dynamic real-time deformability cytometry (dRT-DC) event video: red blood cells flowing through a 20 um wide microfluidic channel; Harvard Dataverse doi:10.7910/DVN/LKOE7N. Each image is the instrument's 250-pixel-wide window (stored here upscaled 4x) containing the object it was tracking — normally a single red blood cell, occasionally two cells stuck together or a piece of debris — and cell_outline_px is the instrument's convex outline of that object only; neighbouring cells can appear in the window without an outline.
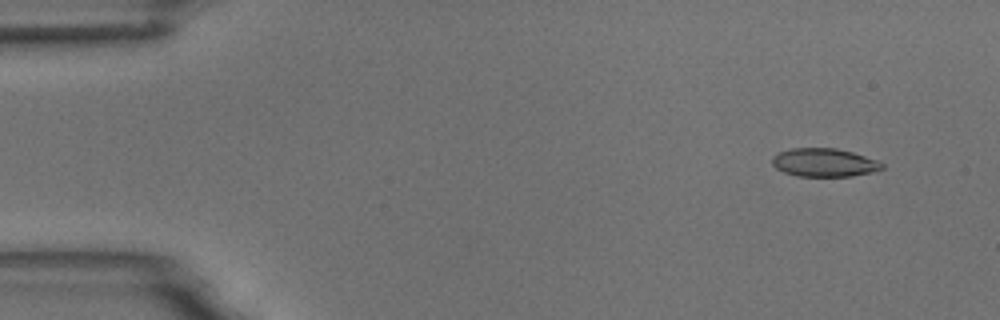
{"species": "common noctule bat (a hibernating species)", "species_latin": "Nyctalus noctula", "temperature_condition": "room temperature", "stored_images_in_passage": 5, "camera_frame_rate_fps": 3000, "um_per_image_px": 0.085, "animal": {"sex": "male", "body_mass_g": 18.8}, "frame": {"image": 1, "passage_image": 2, "time_ms": 1.333, "image_size_px": [1000, 320], "cell_outline_px": [[884, 168], [872, 172], [852, 176], [796, 176], [784, 172], [776, 168], [772, 164], [772, 156], [780, 152], [792, 148], [836, 148], [852, 152], [876, 160], [884, 164]], "centroid_in_image_um": [70.05, 13.82], "position_along_channel_um": 15.0, "area_um2": 18.09}}
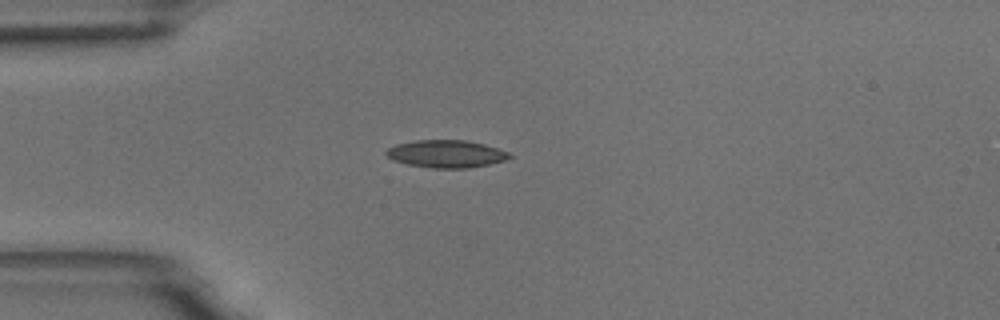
{"frame": {"image": 2, "passage_image": 5, "time_ms": 4.667, "image_size_px": [1000, 320], "cell_outline_px": [[512, 156], [504, 160], [488, 164], [468, 168], [432, 168], [408, 164], [396, 160], [388, 156], [384, 152], [388, 148], [396, 144], [416, 140], [464, 140], [484, 144], [508, 152]], "centroid_in_image_um": [37.92, 13.07], "position_along_channel_um": 47.1, "area_um2": 19.48}}